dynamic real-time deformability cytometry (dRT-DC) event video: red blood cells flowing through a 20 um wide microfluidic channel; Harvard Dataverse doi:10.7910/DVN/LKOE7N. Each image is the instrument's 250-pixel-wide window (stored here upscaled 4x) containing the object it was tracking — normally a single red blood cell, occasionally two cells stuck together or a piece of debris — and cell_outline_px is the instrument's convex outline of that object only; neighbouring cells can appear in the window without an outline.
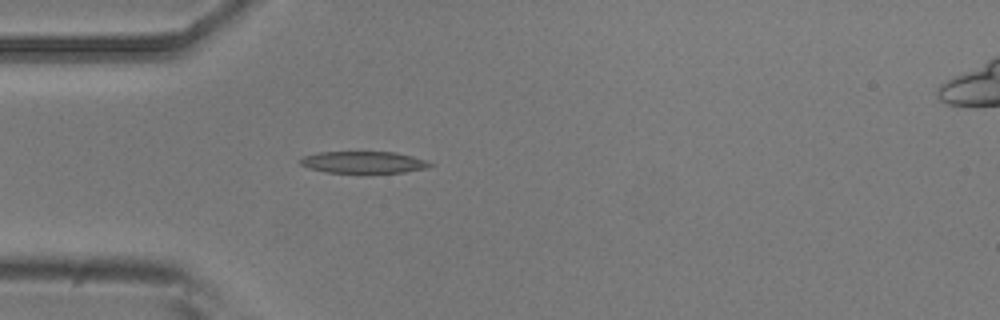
{"species": "common noctule bat (a hibernating species)", "species_latin": "Nyctalus noctula", "temperature_condition": "room temperature", "stored_images_in_passage": 3, "camera_frame_rate_fps": 3000, "um_per_image_px": 0.085, "animal": {"sex": "male", "body_mass_g": 20.5, "forearm_length_mm": 52.5}, "frame": {"image": 1, "passage_image": 3, "time_ms": 3.0, "image_size_px": [1000, 320], "cell_outline_px": [[436, 164], [428, 168], [404, 172], [364, 176], [324, 172], [308, 168], [300, 164], [300, 160], [304, 156], [316, 152], [396, 152], [412, 156]], "centroid_in_image_um": [30.9, 13.85], "position_along_channel_um": 54.1, "area_um2": 17.57}}